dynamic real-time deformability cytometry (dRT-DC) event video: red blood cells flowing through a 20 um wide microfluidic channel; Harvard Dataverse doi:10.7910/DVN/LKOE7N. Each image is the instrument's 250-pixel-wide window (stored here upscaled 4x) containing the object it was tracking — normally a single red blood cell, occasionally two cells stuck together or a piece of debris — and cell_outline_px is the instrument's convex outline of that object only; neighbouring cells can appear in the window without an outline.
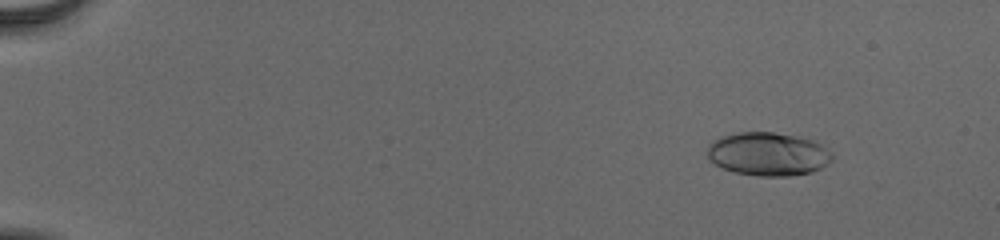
{"species": "human", "species_latin": "Homo sapiens", "temperature_condition": "cold", "stored_images_in_passage": 56, "camera_frame_rate_fps": 3000, "um_per_image_px": 0.085, "donor": {"sex": "male"}, "frame": {"image": 1, "passage_image": 8, "time_ms": 2.333, "image_size_px": [1000, 240], "cell_outline_px": [[832, 160], [820, 168], [812, 172], [788, 176], [760, 176], [736, 172], [724, 168], [708, 160], [708, 144], [720, 136], [740, 132], [772, 132], [812, 140], [820, 144], [832, 156]], "centroid_in_image_um": [65.24, 13.09], "position_along_channel_um": 19.8, "area_um2": 31.15}}
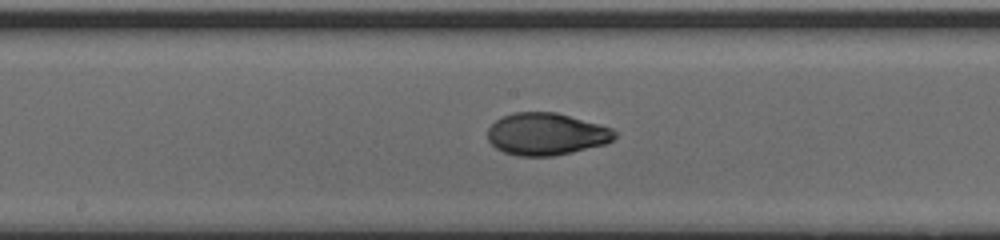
{"frame": {"image": 2, "passage_image": 33, "time_ms": 10.667, "image_size_px": [1000, 240], "cell_outline_px": [[616, 136], [612, 140], [604, 144], [572, 152], [552, 156], [516, 156], [504, 152], [496, 148], [488, 140], [488, 128], [496, 120], [512, 112], [556, 112], [600, 124], [612, 128], [616, 132]], "centroid_in_image_um": [46.42, 11.39], "position_along_channel_um": 201.8, "area_um2": 31.21}}
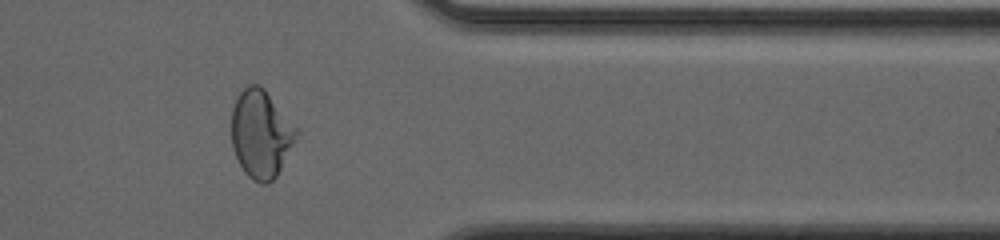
{"frame": {"image": 3, "passage_image": 48, "time_ms": 15.667, "image_size_px": [1000, 240], "cell_outline_px": [[296, 140], [276, 176], [268, 184], [260, 184], [252, 180], [244, 172], [232, 148], [232, 108], [236, 96], [248, 84], [260, 84], [264, 88], [296, 128]], "centroid_in_image_um": [22.15, 11.38], "position_along_channel_um": 389.3, "area_um2": 32.95}, "authors_computed_cell_mechanics": {"area_um2": 31.2698, "velocity_mm_per_s": 3.917, "shape_relaxation_time_tau1_ms": 7.2236, "shape_relaxation_time_tau2_ms": 1.1153, "deformation_change_tau1": 0.2515, "deformation_change_tau2": 0.0472}}